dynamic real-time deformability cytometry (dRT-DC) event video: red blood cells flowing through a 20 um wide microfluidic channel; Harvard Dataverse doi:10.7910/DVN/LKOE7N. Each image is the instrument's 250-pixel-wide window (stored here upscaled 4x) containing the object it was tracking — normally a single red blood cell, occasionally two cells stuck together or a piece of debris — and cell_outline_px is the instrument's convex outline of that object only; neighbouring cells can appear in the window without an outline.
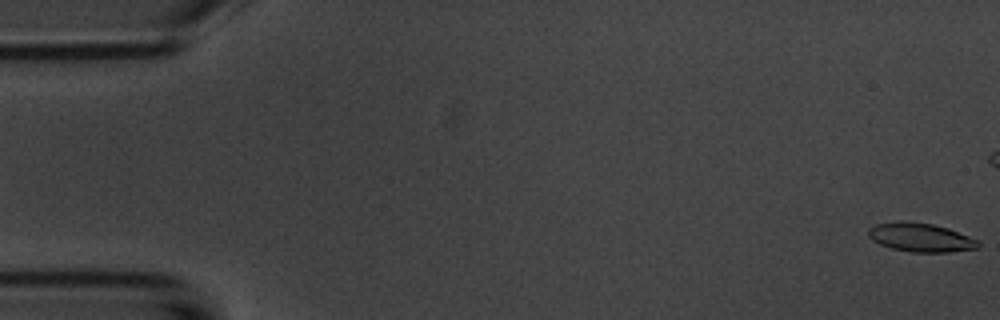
{"species": "common noctule bat (a hibernating species)", "species_latin": "Nyctalus noctula", "temperature_condition": "room temperature", "stored_images_in_passage": 8, "camera_frame_rate_fps": 3000, "um_per_image_px": 0.085, "animal": {"sex": "male", "body_mass_g": 20.1, "forearm_length_mm": 53.5}, "frame": {"image": 1, "passage_image": 1, "time_ms": 0.0, "image_size_px": [1000, 320], "cell_outline_px": [[980, 248], [948, 252], [912, 252], [892, 248], [880, 244], [872, 240], [868, 236], [868, 228], [876, 224], [900, 220], [904, 220], [932, 224], [948, 228], [968, 236], [976, 240], [980, 244]], "centroid_in_image_um": [78.23, 20.17], "position_along_channel_um": 6.8, "area_um2": 18.44}}